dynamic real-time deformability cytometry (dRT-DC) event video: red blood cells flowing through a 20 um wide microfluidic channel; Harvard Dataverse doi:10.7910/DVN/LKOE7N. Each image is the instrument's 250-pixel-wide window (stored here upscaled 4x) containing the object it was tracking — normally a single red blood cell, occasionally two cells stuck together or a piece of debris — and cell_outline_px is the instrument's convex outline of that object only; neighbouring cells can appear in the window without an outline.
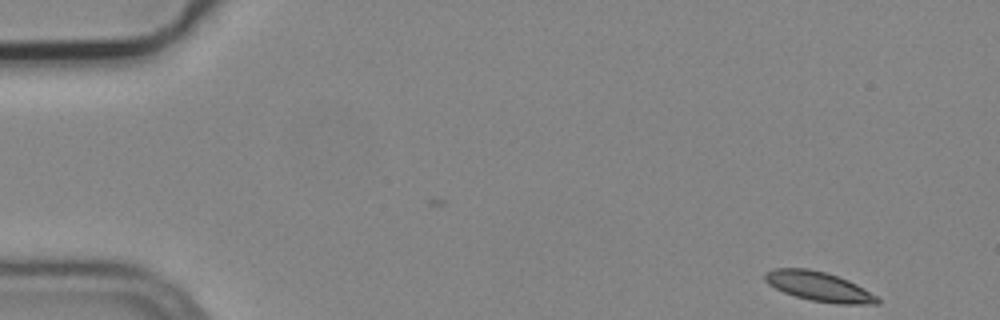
{"species": "common noctule bat (a hibernating species)", "species_latin": "Nyctalus noctula", "temperature_condition": "cold", "stored_images_in_passage": 4, "camera_frame_rate_fps": 3000, "um_per_image_px": 0.085, "animal": {"sex": "male", "body_mass_g": 19.2, "forearm_length_mm": 51.8}, "frame": {"image": 1, "passage_image": 1, "time_ms": 0.0, "image_size_px": [1000, 320], "cell_outline_px": [[880, 304], [836, 304], [812, 300], [796, 296], [784, 292], [768, 284], [764, 280], [764, 272], [772, 268], [808, 268], [824, 272], [848, 280], [864, 288], [876, 296], [880, 300]], "centroid_in_image_um": [69.59, 24.34], "position_along_channel_um": 15.4, "area_um2": 19.25}}
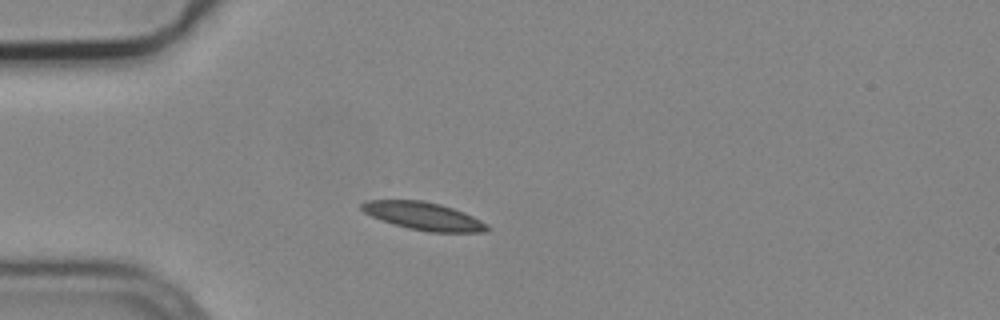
{"frame": {"image": 2, "passage_image": 4, "time_ms": 1.0, "image_size_px": [1000, 320], "cell_outline_px": [[488, 228], [484, 232], [428, 232], [408, 228], [380, 220], [364, 212], [360, 208], [360, 204], [364, 200], [420, 200], [440, 204], [464, 212], [488, 224]], "centroid_in_image_um": [35.96, 18.36], "position_along_channel_um": 49.0, "area_um2": 20.29}}